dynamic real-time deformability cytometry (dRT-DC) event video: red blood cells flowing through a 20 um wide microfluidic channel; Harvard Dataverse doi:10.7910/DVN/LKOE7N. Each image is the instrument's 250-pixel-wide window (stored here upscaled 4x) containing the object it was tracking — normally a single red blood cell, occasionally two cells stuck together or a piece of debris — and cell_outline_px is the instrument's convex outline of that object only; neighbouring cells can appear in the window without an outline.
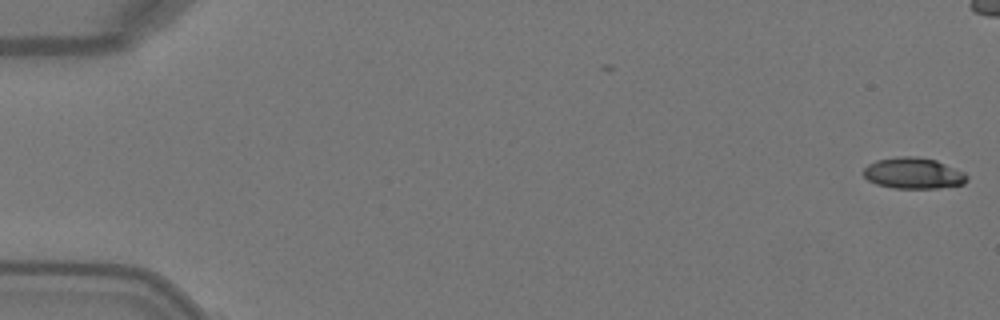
{"species": "Egyptian fruit bat (a non-hibernating species)", "species_latin": "Rousettus aegyptiacus", "temperature_condition": "warm", "stored_images_in_passage": 2, "camera_frame_rate_fps": 3000, "um_per_image_px": 0.085, "animal": {"sex": "female"}, "frame": {"image": 1, "passage_image": 2, "time_ms": 0.333, "image_size_px": [1000, 320], "cell_outline_px": [[968, 180], [964, 184], [940, 188], [892, 188], [876, 184], [868, 180], [860, 172], [868, 164], [876, 160], [900, 156], [916, 156], [936, 160], [964, 172], [968, 176]], "centroid_in_image_um": [77.62, 14.72], "position_along_channel_um": 7.4, "area_um2": 18.96}}